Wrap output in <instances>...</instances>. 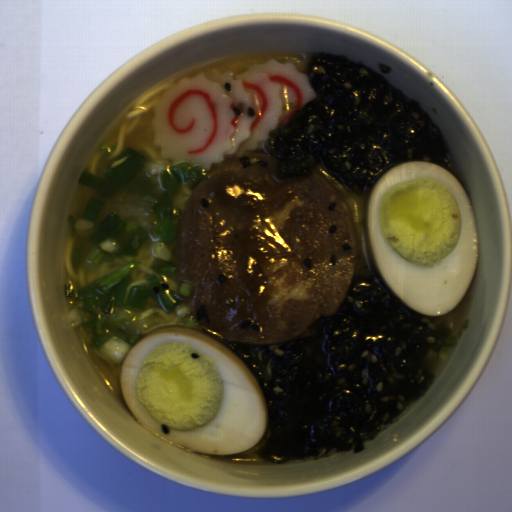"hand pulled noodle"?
Wrapping results in <instances>:
<instances>
[{"label": "hand pulled noodle", "mask_w": 512, "mask_h": 512, "mask_svg": "<svg viewBox=\"0 0 512 512\" xmlns=\"http://www.w3.org/2000/svg\"><path fill=\"white\" fill-rule=\"evenodd\" d=\"M176 84L177 83L171 81L162 83L138 99L126 113L118 132L106 135L91 153L86 167L87 172L104 180L107 179V175L103 174L104 171L115 158L123 154L128 148L143 155L147 162L160 159L156 151L150 148L146 142H136L132 140V135L139 126L142 118L155 107L158 100L162 99L166 89L176 86ZM104 140L110 146L115 144L117 146L116 151L109 156L98 149Z\"/></svg>", "instance_id": "obj_1"}, {"label": "hand pulled noodle", "mask_w": 512, "mask_h": 512, "mask_svg": "<svg viewBox=\"0 0 512 512\" xmlns=\"http://www.w3.org/2000/svg\"><path fill=\"white\" fill-rule=\"evenodd\" d=\"M158 241H160V239L157 234L155 232H151V238L145 241L138 250V256L122 254L118 255L110 263L103 259L96 268L86 270L83 267L76 268L74 265V250L77 246V235L72 234L68 237L64 247V284H72L75 289L87 286L119 269L131 260H137V262L141 263L131 272L130 275L132 277V281L126 288L124 295L125 300H128L129 292L133 286L143 285L146 287L148 285V276L154 272L155 265L157 263L154 246Z\"/></svg>", "instance_id": "obj_2"}]
</instances>
